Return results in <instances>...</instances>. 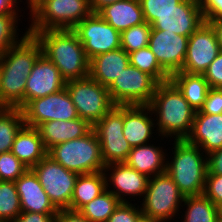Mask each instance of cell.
Wrapping results in <instances>:
<instances>
[{
  "mask_svg": "<svg viewBox=\"0 0 222 222\" xmlns=\"http://www.w3.org/2000/svg\"><path fill=\"white\" fill-rule=\"evenodd\" d=\"M129 62L130 65L153 76L159 83L170 80V76L161 68L148 46L129 53Z\"/></svg>",
  "mask_w": 222,
  "mask_h": 222,
  "instance_id": "cell-34",
  "label": "cell"
},
{
  "mask_svg": "<svg viewBox=\"0 0 222 222\" xmlns=\"http://www.w3.org/2000/svg\"><path fill=\"white\" fill-rule=\"evenodd\" d=\"M141 214L142 211L139 204L121 202L113 214L108 218L107 222H136Z\"/></svg>",
  "mask_w": 222,
  "mask_h": 222,
  "instance_id": "cell-38",
  "label": "cell"
},
{
  "mask_svg": "<svg viewBox=\"0 0 222 222\" xmlns=\"http://www.w3.org/2000/svg\"><path fill=\"white\" fill-rule=\"evenodd\" d=\"M56 213L21 212L12 222H54Z\"/></svg>",
  "mask_w": 222,
  "mask_h": 222,
  "instance_id": "cell-44",
  "label": "cell"
},
{
  "mask_svg": "<svg viewBox=\"0 0 222 222\" xmlns=\"http://www.w3.org/2000/svg\"><path fill=\"white\" fill-rule=\"evenodd\" d=\"M120 0H90V7L93 13H98L102 8Z\"/></svg>",
  "mask_w": 222,
  "mask_h": 222,
  "instance_id": "cell-47",
  "label": "cell"
},
{
  "mask_svg": "<svg viewBox=\"0 0 222 222\" xmlns=\"http://www.w3.org/2000/svg\"><path fill=\"white\" fill-rule=\"evenodd\" d=\"M170 80L182 92L184 98L195 112L202 108L210 88L203 75L188 74L180 71L173 74Z\"/></svg>",
  "mask_w": 222,
  "mask_h": 222,
  "instance_id": "cell-27",
  "label": "cell"
},
{
  "mask_svg": "<svg viewBox=\"0 0 222 222\" xmlns=\"http://www.w3.org/2000/svg\"><path fill=\"white\" fill-rule=\"evenodd\" d=\"M184 197L173 179L165 171L149 178L145 196L142 201L137 202H141L140 207L143 215L162 222H171L172 219L174 221L177 216H180L179 213L182 214L180 210Z\"/></svg>",
  "mask_w": 222,
  "mask_h": 222,
  "instance_id": "cell-7",
  "label": "cell"
},
{
  "mask_svg": "<svg viewBox=\"0 0 222 222\" xmlns=\"http://www.w3.org/2000/svg\"><path fill=\"white\" fill-rule=\"evenodd\" d=\"M28 168L11 151L0 154V181H16Z\"/></svg>",
  "mask_w": 222,
  "mask_h": 222,
  "instance_id": "cell-36",
  "label": "cell"
},
{
  "mask_svg": "<svg viewBox=\"0 0 222 222\" xmlns=\"http://www.w3.org/2000/svg\"><path fill=\"white\" fill-rule=\"evenodd\" d=\"M47 155L79 175L100 172L105 168L101 145L93 129L84 137L54 145Z\"/></svg>",
  "mask_w": 222,
  "mask_h": 222,
  "instance_id": "cell-6",
  "label": "cell"
},
{
  "mask_svg": "<svg viewBox=\"0 0 222 222\" xmlns=\"http://www.w3.org/2000/svg\"><path fill=\"white\" fill-rule=\"evenodd\" d=\"M11 152L28 169H32L47 155L38 129L27 125H24L14 138Z\"/></svg>",
  "mask_w": 222,
  "mask_h": 222,
  "instance_id": "cell-25",
  "label": "cell"
},
{
  "mask_svg": "<svg viewBox=\"0 0 222 222\" xmlns=\"http://www.w3.org/2000/svg\"><path fill=\"white\" fill-rule=\"evenodd\" d=\"M65 87L79 117L92 127L115 106L108 87L101 85L90 76L66 81Z\"/></svg>",
  "mask_w": 222,
  "mask_h": 222,
  "instance_id": "cell-8",
  "label": "cell"
},
{
  "mask_svg": "<svg viewBox=\"0 0 222 222\" xmlns=\"http://www.w3.org/2000/svg\"><path fill=\"white\" fill-rule=\"evenodd\" d=\"M207 155V174L222 175V148L214 150Z\"/></svg>",
  "mask_w": 222,
  "mask_h": 222,
  "instance_id": "cell-43",
  "label": "cell"
},
{
  "mask_svg": "<svg viewBox=\"0 0 222 222\" xmlns=\"http://www.w3.org/2000/svg\"><path fill=\"white\" fill-rule=\"evenodd\" d=\"M123 105H115L94 126L105 165L125 162L132 147L123 133Z\"/></svg>",
  "mask_w": 222,
  "mask_h": 222,
  "instance_id": "cell-11",
  "label": "cell"
},
{
  "mask_svg": "<svg viewBox=\"0 0 222 222\" xmlns=\"http://www.w3.org/2000/svg\"><path fill=\"white\" fill-rule=\"evenodd\" d=\"M158 84L153 76L129 64L108 91L115 105H149Z\"/></svg>",
  "mask_w": 222,
  "mask_h": 222,
  "instance_id": "cell-9",
  "label": "cell"
},
{
  "mask_svg": "<svg viewBox=\"0 0 222 222\" xmlns=\"http://www.w3.org/2000/svg\"><path fill=\"white\" fill-rule=\"evenodd\" d=\"M72 30L78 35L89 60L101 53L121 48V33L98 13L84 18Z\"/></svg>",
  "mask_w": 222,
  "mask_h": 222,
  "instance_id": "cell-13",
  "label": "cell"
},
{
  "mask_svg": "<svg viewBox=\"0 0 222 222\" xmlns=\"http://www.w3.org/2000/svg\"><path fill=\"white\" fill-rule=\"evenodd\" d=\"M24 125L21 109L8 108L0 111V154L11 151L14 138Z\"/></svg>",
  "mask_w": 222,
  "mask_h": 222,
  "instance_id": "cell-30",
  "label": "cell"
},
{
  "mask_svg": "<svg viewBox=\"0 0 222 222\" xmlns=\"http://www.w3.org/2000/svg\"><path fill=\"white\" fill-rule=\"evenodd\" d=\"M203 194L217 207H222V175H206Z\"/></svg>",
  "mask_w": 222,
  "mask_h": 222,
  "instance_id": "cell-39",
  "label": "cell"
},
{
  "mask_svg": "<svg viewBox=\"0 0 222 222\" xmlns=\"http://www.w3.org/2000/svg\"><path fill=\"white\" fill-rule=\"evenodd\" d=\"M15 185L23 212L57 213L58 209L53 205L40 184L37 175L32 169H28L16 181Z\"/></svg>",
  "mask_w": 222,
  "mask_h": 222,
  "instance_id": "cell-20",
  "label": "cell"
},
{
  "mask_svg": "<svg viewBox=\"0 0 222 222\" xmlns=\"http://www.w3.org/2000/svg\"><path fill=\"white\" fill-rule=\"evenodd\" d=\"M221 51L215 30L204 22L189 36L187 52L181 72L203 75Z\"/></svg>",
  "mask_w": 222,
  "mask_h": 222,
  "instance_id": "cell-14",
  "label": "cell"
},
{
  "mask_svg": "<svg viewBox=\"0 0 222 222\" xmlns=\"http://www.w3.org/2000/svg\"><path fill=\"white\" fill-rule=\"evenodd\" d=\"M42 47V53L58 68L66 80L89 76V63L83 44L71 29L29 32Z\"/></svg>",
  "mask_w": 222,
  "mask_h": 222,
  "instance_id": "cell-3",
  "label": "cell"
},
{
  "mask_svg": "<svg viewBox=\"0 0 222 222\" xmlns=\"http://www.w3.org/2000/svg\"><path fill=\"white\" fill-rule=\"evenodd\" d=\"M121 201L107 189L84 205L79 212L90 222H107Z\"/></svg>",
  "mask_w": 222,
  "mask_h": 222,
  "instance_id": "cell-31",
  "label": "cell"
},
{
  "mask_svg": "<svg viewBox=\"0 0 222 222\" xmlns=\"http://www.w3.org/2000/svg\"><path fill=\"white\" fill-rule=\"evenodd\" d=\"M172 141L169 139L173 148H171L172 153L169 154L170 158H167L166 172L184 196L203 194L207 174V155L186 139L174 140L173 143Z\"/></svg>",
  "mask_w": 222,
  "mask_h": 222,
  "instance_id": "cell-4",
  "label": "cell"
},
{
  "mask_svg": "<svg viewBox=\"0 0 222 222\" xmlns=\"http://www.w3.org/2000/svg\"><path fill=\"white\" fill-rule=\"evenodd\" d=\"M148 143L132 147L125 163L146 176L153 177L166 171L167 157L169 153L164 147L154 146ZM165 150V152H164Z\"/></svg>",
  "mask_w": 222,
  "mask_h": 222,
  "instance_id": "cell-23",
  "label": "cell"
},
{
  "mask_svg": "<svg viewBox=\"0 0 222 222\" xmlns=\"http://www.w3.org/2000/svg\"><path fill=\"white\" fill-rule=\"evenodd\" d=\"M10 108L2 98L1 89H0V111Z\"/></svg>",
  "mask_w": 222,
  "mask_h": 222,
  "instance_id": "cell-50",
  "label": "cell"
},
{
  "mask_svg": "<svg viewBox=\"0 0 222 222\" xmlns=\"http://www.w3.org/2000/svg\"><path fill=\"white\" fill-rule=\"evenodd\" d=\"M129 64V54L122 48L101 53L90 59L89 76L109 87Z\"/></svg>",
  "mask_w": 222,
  "mask_h": 222,
  "instance_id": "cell-24",
  "label": "cell"
},
{
  "mask_svg": "<svg viewBox=\"0 0 222 222\" xmlns=\"http://www.w3.org/2000/svg\"><path fill=\"white\" fill-rule=\"evenodd\" d=\"M66 86L58 68L42 53L28 75L25 88V105L37 98L56 93Z\"/></svg>",
  "mask_w": 222,
  "mask_h": 222,
  "instance_id": "cell-18",
  "label": "cell"
},
{
  "mask_svg": "<svg viewBox=\"0 0 222 222\" xmlns=\"http://www.w3.org/2000/svg\"><path fill=\"white\" fill-rule=\"evenodd\" d=\"M106 190V178L103 171L78 176L69 209L79 211Z\"/></svg>",
  "mask_w": 222,
  "mask_h": 222,
  "instance_id": "cell-28",
  "label": "cell"
},
{
  "mask_svg": "<svg viewBox=\"0 0 222 222\" xmlns=\"http://www.w3.org/2000/svg\"><path fill=\"white\" fill-rule=\"evenodd\" d=\"M92 13L90 0H34L27 14L28 32L72 30Z\"/></svg>",
  "mask_w": 222,
  "mask_h": 222,
  "instance_id": "cell-5",
  "label": "cell"
},
{
  "mask_svg": "<svg viewBox=\"0 0 222 222\" xmlns=\"http://www.w3.org/2000/svg\"><path fill=\"white\" fill-rule=\"evenodd\" d=\"M22 212L14 181H0V222H12Z\"/></svg>",
  "mask_w": 222,
  "mask_h": 222,
  "instance_id": "cell-33",
  "label": "cell"
},
{
  "mask_svg": "<svg viewBox=\"0 0 222 222\" xmlns=\"http://www.w3.org/2000/svg\"><path fill=\"white\" fill-rule=\"evenodd\" d=\"M211 88H222V50L203 74Z\"/></svg>",
  "mask_w": 222,
  "mask_h": 222,
  "instance_id": "cell-40",
  "label": "cell"
},
{
  "mask_svg": "<svg viewBox=\"0 0 222 222\" xmlns=\"http://www.w3.org/2000/svg\"><path fill=\"white\" fill-rule=\"evenodd\" d=\"M54 222H90L79 211L63 209L58 210Z\"/></svg>",
  "mask_w": 222,
  "mask_h": 222,
  "instance_id": "cell-45",
  "label": "cell"
},
{
  "mask_svg": "<svg viewBox=\"0 0 222 222\" xmlns=\"http://www.w3.org/2000/svg\"><path fill=\"white\" fill-rule=\"evenodd\" d=\"M145 22L152 24L158 16L175 9L182 0H139Z\"/></svg>",
  "mask_w": 222,
  "mask_h": 222,
  "instance_id": "cell-37",
  "label": "cell"
},
{
  "mask_svg": "<svg viewBox=\"0 0 222 222\" xmlns=\"http://www.w3.org/2000/svg\"><path fill=\"white\" fill-rule=\"evenodd\" d=\"M22 16L18 11L0 14V57L7 49L20 43L29 34L28 27L25 33L18 28V22L21 21L19 18ZM19 32L23 34L20 36Z\"/></svg>",
  "mask_w": 222,
  "mask_h": 222,
  "instance_id": "cell-32",
  "label": "cell"
},
{
  "mask_svg": "<svg viewBox=\"0 0 222 222\" xmlns=\"http://www.w3.org/2000/svg\"><path fill=\"white\" fill-rule=\"evenodd\" d=\"M136 222H162V221L141 214V215L137 218Z\"/></svg>",
  "mask_w": 222,
  "mask_h": 222,
  "instance_id": "cell-49",
  "label": "cell"
},
{
  "mask_svg": "<svg viewBox=\"0 0 222 222\" xmlns=\"http://www.w3.org/2000/svg\"><path fill=\"white\" fill-rule=\"evenodd\" d=\"M21 110L25 125L36 128L44 122L69 121L79 117L66 87L45 97L30 100Z\"/></svg>",
  "mask_w": 222,
  "mask_h": 222,
  "instance_id": "cell-12",
  "label": "cell"
},
{
  "mask_svg": "<svg viewBox=\"0 0 222 222\" xmlns=\"http://www.w3.org/2000/svg\"><path fill=\"white\" fill-rule=\"evenodd\" d=\"M151 25L147 22L134 25L120 34L121 48L128 54L148 46Z\"/></svg>",
  "mask_w": 222,
  "mask_h": 222,
  "instance_id": "cell-35",
  "label": "cell"
},
{
  "mask_svg": "<svg viewBox=\"0 0 222 222\" xmlns=\"http://www.w3.org/2000/svg\"><path fill=\"white\" fill-rule=\"evenodd\" d=\"M98 14L120 33L145 22L139 0H120L102 8Z\"/></svg>",
  "mask_w": 222,
  "mask_h": 222,
  "instance_id": "cell-26",
  "label": "cell"
},
{
  "mask_svg": "<svg viewBox=\"0 0 222 222\" xmlns=\"http://www.w3.org/2000/svg\"><path fill=\"white\" fill-rule=\"evenodd\" d=\"M43 144L48 151L54 145L84 137L93 127L80 117L69 120H52L37 127Z\"/></svg>",
  "mask_w": 222,
  "mask_h": 222,
  "instance_id": "cell-22",
  "label": "cell"
},
{
  "mask_svg": "<svg viewBox=\"0 0 222 222\" xmlns=\"http://www.w3.org/2000/svg\"><path fill=\"white\" fill-rule=\"evenodd\" d=\"M32 170L37 175L48 198L58 210L69 209L79 174L65 169L46 155Z\"/></svg>",
  "mask_w": 222,
  "mask_h": 222,
  "instance_id": "cell-10",
  "label": "cell"
},
{
  "mask_svg": "<svg viewBox=\"0 0 222 222\" xmlns=\"http://www.w3.org/2000/svg\"><path fill=\"white\" fill-rule=\"evenodd\" d=\"M184 212L180 220L181 222H216L220 213V208L217 207L204 194L185 196L181 206ZM184 215V216H183Z\"/></svg>",
  "mask_w": 222,
  "mask_h": 222,
  "instance_id": "cell-29",
  "label": "cell"
},
{
  "mask_svg": "<svg viewBox=\"0 0 222 222\" xmlns=\"http://www.w3.org/2000/svg\"><path fill=\"white\" fill-rule=\"evenodd\" d=\"M25 1V0H24ZM22 3L23 0H0V14L2 13H8V12H14L18 11L22 13L21 11H24V7L20 8L19 3ZM24 4H27V9L30 12V3L26 0ZM20 8V9H19ZM22 9V10H21ZM21 10V11H20Z\"/></svg>",
  "mask_w": 222,
  "mask_h": 222,
  "instance_id": "cell-46",
  "label": "cell"
},
{
  "mask_svg": "<svg viewBox=\"0 0 222 222\" xmlns=\"http://www.w3.org/2000/svg\"><path fill=\"white\" fill-rule=\"evenodd\" d=\"M149 106L161 141L164 137L182 140L190 135L196 112L171 80L158 84Z\"/></svg>",
  "mask_w": 222,
  "mask_h": 222,
  "instance_id": "cell-2",
  "label": "cell"
},
{
  "mask_svg": "<svg viewBox=\"0 0 222 222\" xmlns=\"http://www.w3.org/2000/svg\"><path fill=\"white\" fill-rule=\"evenodd\" d=\"M189 37L151 28L148 47L155 54L161 68L171 77L184 64Z\"/></svg>",
  "mask_w": 222,
  "mask_h": 222,
  "instance_id": "cell-15",
  "label": "cell"
},
{
  "mask_svg": "<svg viewBox=\"0 0 222 222\" xmlns=\"http://www.w3.org/2000/svg\"><path fill=\"white\" fill-rule=\"evenodd\" d=\"M186 140L197 145L205 154L222 148V114H203L197 111L192 130Z\"/></svg>",
  "mask_w": 222,
  "mask_h": 222,
  "instance_id": "cell-21",
  "label": "cell"
},
{
  "mask_svg": "<svg viewBox=\"0 0 222 222\" xmlns=\"http://www.w3.org/2000/svg\"><path fill=\"white\" fill-rule=\"evenodd\" d=\"M153 116L149 105H123V133L131 147L148 144L159 137Z\"/></svg>",
  "mask_w": 222,
  "mask_h": 222,
  "instance_id": "cell-19",
  "label": "cell"
},
{
  "mask_svg": "<svg viewBox=\"0 0 222 222\" xmlns=\"http://www.w3.org/2000/svg\"><path fill=\"white\" fill-rule=\"evenodd\" d=\"M216 222H222V214L219 213L217 219H216Z\"/></svg>",
  "mask_w": 222,
  "mask_h": 222,
  "instance_id": "cell-51",
  "label": "cell"
},
{
  "mask_svg": "<svg viewBox=\"0 0 222 222\" xmlns=\"http://www.w3.org/2000/svg\"><path fill=\"white\" fill-rule=\"evenodd\" d=\"M204 22L199 1L182 0L175 9L158 16L151 27L189 37Z\"/></svg>",
  "mask_w": 222,
  "mask_h": 222,
  "instance_id": "cell-17",
  "label": "cell"
},
{
  "mask_svg": "<svg viewBox=\"0 0 222 222\" xmlns=\"http://www.w3.org/2000/svg\"><path fill=\"white\" fill-rule=\"evenodd\" d=\"M203 114H222V88H209V92L202 108Z\"/></svg>",
  "mask_w": 222,
  "mask_h": 222,
  "instance_id": "cell-41",
  "label": "cell"
},
{
  "mask_svg": "<svg viewBox=\"0 0 222 222\" xmlns=\"http://www.w3.org/2000/svg\"><path fill=\"white\" fill-rule=\"evenodd\" d=\"M103 172L106 178V189L121 202L136 201L137 197L143 200L148 187V176L139 173L125 162L105 165Z\"/></svg>",
  "mask_w": 222,
  "mask_h": 222,
  "instance_id": "cell-16",
  "label": "cell"
},
{
  "mask_svg": "<svg viewBox=\"0 0 222 222\" xmlns=\"http://www.w3.org/2000/svg\"><path fill=\"white\" fill-rule=\"evenodd\" d=\"M205 22L209 23L212 26V28L215 30L220 49L222 50V20L205 21Z\"/></svg>",
  "mask_w": 222,
  "mask_h": 222,
  "instance_id": "cell-48",
  "label": "cell"
},
{
  "mask_svg": "<svg viewBox=\"0 0 222 222\" xmlns=\"http://www.w3.org/2000/svg\"><path fill=\"white\" fill-rule=\"evenodd\" d=\"M204 21L222 20V0H199Z\"/></svg>",
  "mask_w": 222,
  "mask_h": 222,
  "instance_id": "cell-42",
  "label": "cell"
},
{
  "mask_svg": "<svg viewBox=\"0 0 222 222\" xmlns=\"http://www.w3.org/2000/svg\"><path fill=\"white\" fill-rule=\"evenodd\" d=\"M41 54V44L34 35L28 34L0 57V89L3 101L10 108L25 106L26 81Z\"/></svg>",
  "mask_w": 222,
  "mask_h": 222,
  "instance_id": "cell-1",
  "label": "cell"
}]
</instances>
